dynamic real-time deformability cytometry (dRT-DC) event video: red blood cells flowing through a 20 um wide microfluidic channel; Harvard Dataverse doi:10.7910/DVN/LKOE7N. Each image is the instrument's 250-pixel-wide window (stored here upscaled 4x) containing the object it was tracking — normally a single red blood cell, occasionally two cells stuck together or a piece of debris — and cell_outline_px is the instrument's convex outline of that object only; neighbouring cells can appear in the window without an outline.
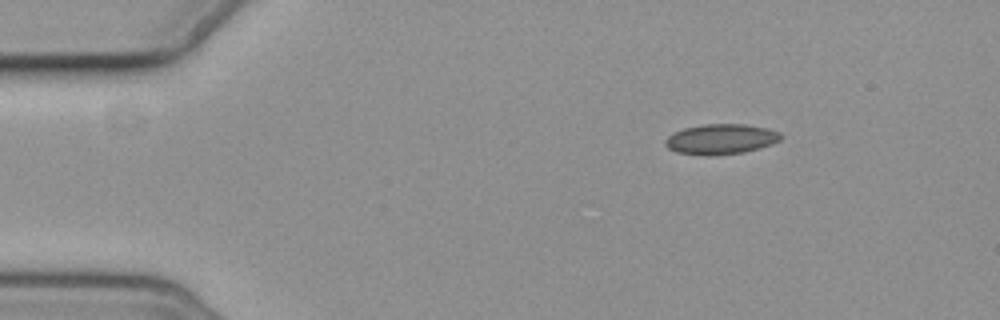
{"species": "common noctule bat (a hibernating species)", "species_latin": "Nyctalus noctula", "temperature_condition": "cold", "stored_images_in_passage": 3, "camera_frame_rate_fps": 3000, "um_per_image_px": 0.085, "animal": {"sex": "female", "body_mass_g": 19.3, "forearm_length_mm": 54.1}, "frame": {"image": 1, "passage_image": 1, "time_ms": 0.0, "image_size_px": [1000, 320], "cell_outline_px": [[784, 136], [780, 140], [772, 144], [760, 148], [744, 152], [716, 156], [704, 156], [676, 152], [668, 148], [664, 144], [664, 140], [668, 136], [684, 128], [704, 124], [744, 124], [768, 128], [780, 132]], "centroid_in_image_um": [61.29, 11.84], "position_along_channel_um": 23.7, "area_um2": 20.63}}